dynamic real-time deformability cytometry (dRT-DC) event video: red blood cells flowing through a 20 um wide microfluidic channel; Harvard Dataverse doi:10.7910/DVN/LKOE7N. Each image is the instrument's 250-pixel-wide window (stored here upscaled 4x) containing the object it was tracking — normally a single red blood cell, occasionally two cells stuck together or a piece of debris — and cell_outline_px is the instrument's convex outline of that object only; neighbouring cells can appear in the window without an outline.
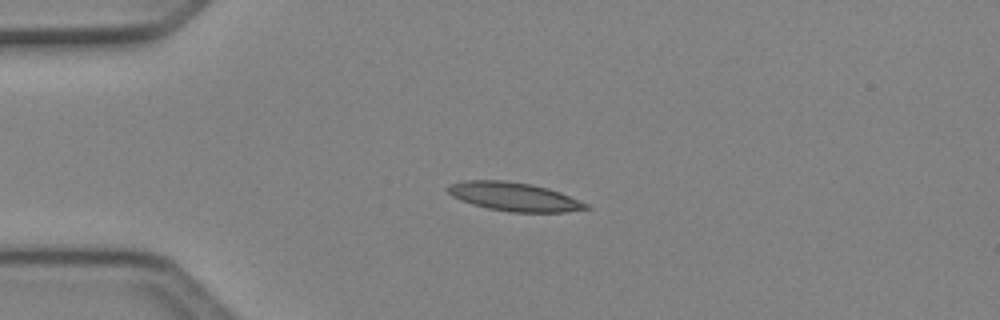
{"species": "Egyptian fruit bat (a non-hibernating species)", "species_latin": "Rousettus aegyptiacus", "temperature_condition": "cold", "stored_images_in_passage": 3, "camera_frame_rate_fps": 3000, "um_per_image_px": 0.085, "animal": {"sex": "female"}, "frame": {"image": 1, "passage_image": 2, "time_ms": 0.333, "image_size_px": [1000, 320], "cell_outline_px": [[592, 208], [564, 212], [508, 212], [488, 208], [472, 204], [460, 200], [452, 196], [444, 188], [448, 184], [464, 180], [504, 180], [532, 184], [548, 188], [560, 192], [588, 204]], "centroid_in_image_um": [43.66, 16.71], "position_along_channel_um": 41.3, "area_um2": 23.24}}